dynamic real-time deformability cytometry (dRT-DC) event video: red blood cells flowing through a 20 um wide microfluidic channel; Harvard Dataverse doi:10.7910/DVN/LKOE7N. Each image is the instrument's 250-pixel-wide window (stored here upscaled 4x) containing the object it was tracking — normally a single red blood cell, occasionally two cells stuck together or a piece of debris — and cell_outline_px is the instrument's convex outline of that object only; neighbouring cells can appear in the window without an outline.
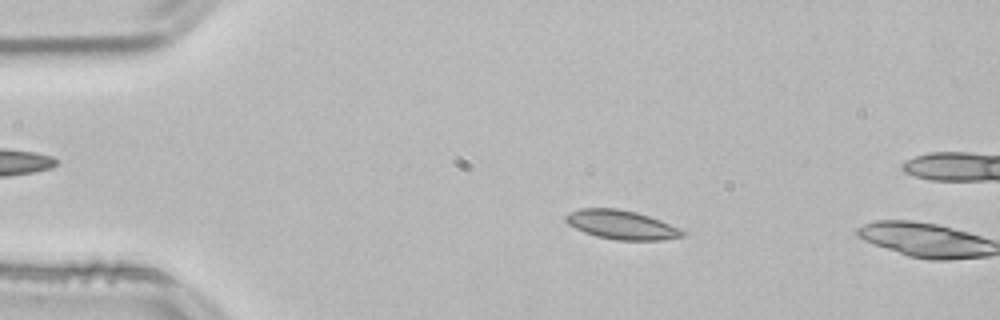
{"species": "common noctule bat (a hibernating species)", "species_latin": "Nyctalus noctula", "temperature_condition": "room temperature", "stored_images_in_passage": 11, "camera_frame_rate_fps": 3000, "um_per_image_px": 0.085, "animal": {"sex": "male", "body_mass_g": 21.5, "forearm_length_mm": 52.0}, "frame": {"image": 1, "passage_image": 10, "time_ms": 3.0, "image_size_px": [1000, 320], "cell_outline_px": [[688, 232], [684, 236], [660, 240], [616, 240], [596, 236], [584, 232], [568, 224], [564, 220], [564, 216], [568, 212], [580, 208], [616, 208], [636, 212], [660, 220], [680, 228]], "centroid_in_image_um": [52.81, 19.1], "position_along_channel_um": 32.2, "area_um2": 19.83}}